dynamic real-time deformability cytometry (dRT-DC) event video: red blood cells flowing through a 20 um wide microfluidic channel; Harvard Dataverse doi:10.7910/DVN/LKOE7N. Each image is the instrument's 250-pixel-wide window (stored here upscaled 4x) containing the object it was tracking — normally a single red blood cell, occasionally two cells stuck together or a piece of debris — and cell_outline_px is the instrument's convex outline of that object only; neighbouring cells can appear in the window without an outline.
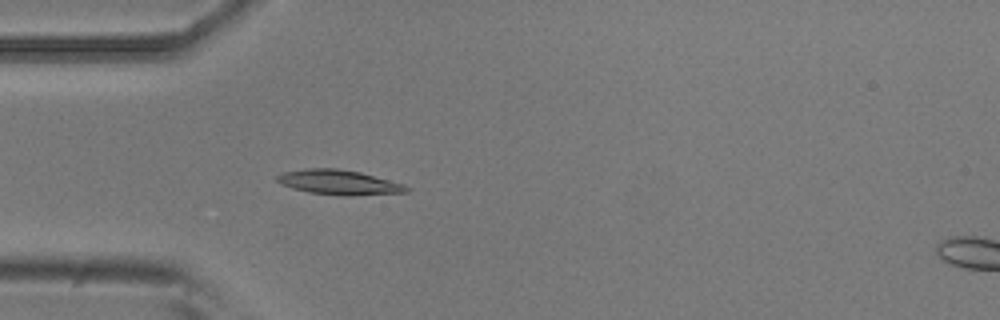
{"species": "common noctule bat (a hibernating species)", "species_latin": "Nyctalus noctula", "temperature_condition": "room temperature", "stored_images_in_passage": 4, "camera_frame_rate_fps": 3000, "um_per_image_px": 0.085, "animal": {"sex": "male", "body_mass_g": 20.5, "forearm_length_mm": 52.5}, "frame": {"image": 1, "passage_image": 3, "time_ms": 0.667, "image_size_px": [1000, 320], "cell_outline_px": [[408, 192], [352, 196], [348, 196], [308, 192], [292, 188], [280, 184], [276, 180], [276, 176], [284, 172], [304, 168], [336, 168], [360, 172], [404, 184], [408, 188]], "centroid_in_image_um": [28.78, 15.49], "position_along_channel_um": 56.2, "area_um2": 18.67}}